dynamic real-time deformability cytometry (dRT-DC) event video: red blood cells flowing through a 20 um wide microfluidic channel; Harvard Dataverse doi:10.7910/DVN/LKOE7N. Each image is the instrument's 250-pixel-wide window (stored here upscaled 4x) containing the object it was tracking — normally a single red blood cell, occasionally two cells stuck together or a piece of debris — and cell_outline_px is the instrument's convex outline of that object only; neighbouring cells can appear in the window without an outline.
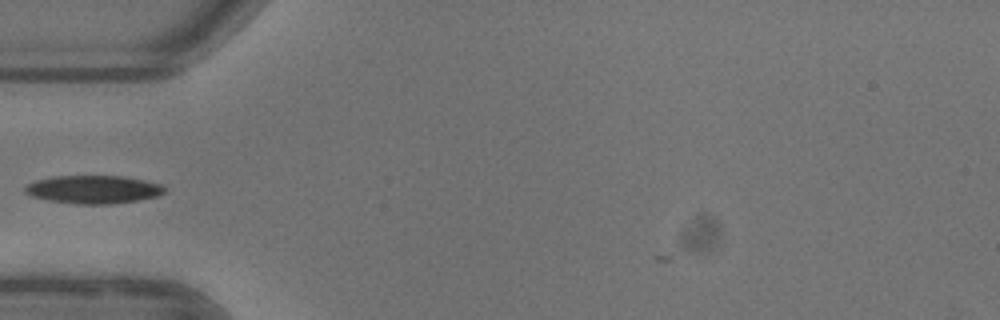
{"species": "common noctule bat (a hibernating species)", "species_latin": "Nyctalus noctula", "temperature_condition": "warm", "stored_images_in_passage": 7, "camera_frame_rate_fps": 3000, "um_per_image_px": 0.085, "animal": {"sex": "female"}, "frame": {"image": 1, "passage_image": 2, "time_ms": 0.333, "image_size_px": [1000, 320], "cell_outline_px": [[164, 192], [160, 196], [112, 204], [76, 204], [48, 200], [32, 196], [24, 192], [24, 188], [28, 184], [36, 180], [56, 176], [124, 176], [144, 180], [160, 184], [164, 188]], "centroid_in_image_um": [7.94, 16.1], "position_along_channel_um": 77.1, "area_um2": 22.77}}
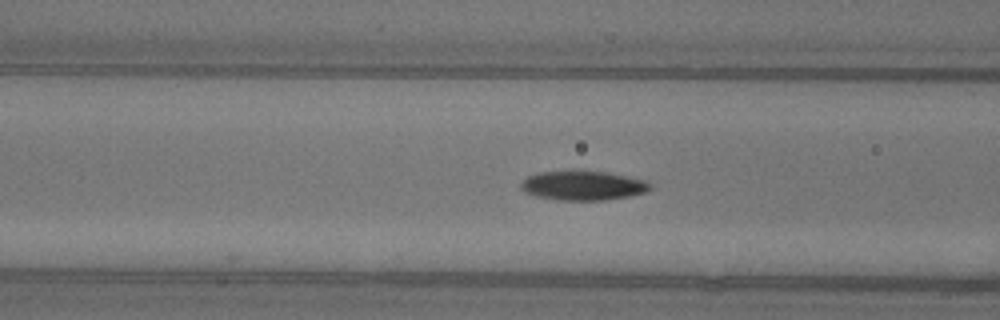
{"frame": {"image": 2, "passage_image": 5, "time_ms": 1.333, "image_size_px": [1000, 320], "cell_outline_px": [[652, 188], [644, 192], [628, 196], [604, 200], [556, 200], [536, 196], [524, 192], [520, 188], [520, 184], [528, 176], [540, 172], [604, 172], [644, 180], [652, 184]], "centroid_in_image_um": [49.53, 15.79], "position_along_channel_um": 117.1, "area_um2": 21.62}}